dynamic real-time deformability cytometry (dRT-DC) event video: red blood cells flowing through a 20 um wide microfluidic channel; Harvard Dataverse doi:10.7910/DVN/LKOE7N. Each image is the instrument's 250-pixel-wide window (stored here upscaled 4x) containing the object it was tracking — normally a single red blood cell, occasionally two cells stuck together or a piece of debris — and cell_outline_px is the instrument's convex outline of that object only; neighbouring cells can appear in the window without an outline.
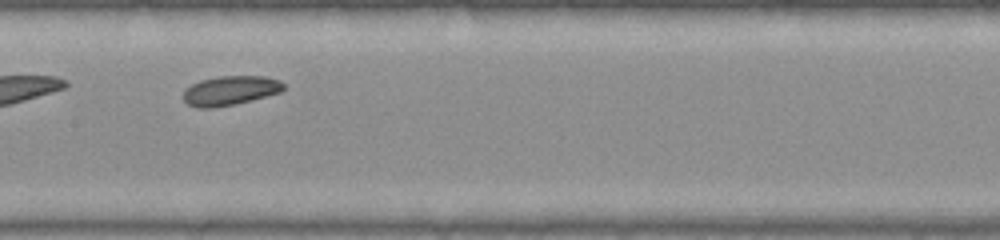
{"species": "common noctule bat (a hibernating species)", "species_latin": "Nyctalus noctula", "temperature_condition": "warm", "stored_images_in_passage": 31, "camera_frame_rate_fps": 3000, "um_per_image_px": 0.085, "animal": {"sex": "female", "body_mass_g": 22.0, "forearm_length_mm": 56.7}, "frame": {"image": 1, "passage_image": 10, "time_ms": 3.0, "image_size_px": [1000, 240], "cell_outline_px": [[284, 88], [280, 92], [252, 100], [212, 108], [196, 108], [188, 104], [184, 100], [184, 88], [200, 80], [220, 76], [264, 76], [280, 80], [284, 84]], "centroid_in_image_um": [19.55, 7.69], "position_along_channel_um": 187.8, "area_um2": 17.11}}